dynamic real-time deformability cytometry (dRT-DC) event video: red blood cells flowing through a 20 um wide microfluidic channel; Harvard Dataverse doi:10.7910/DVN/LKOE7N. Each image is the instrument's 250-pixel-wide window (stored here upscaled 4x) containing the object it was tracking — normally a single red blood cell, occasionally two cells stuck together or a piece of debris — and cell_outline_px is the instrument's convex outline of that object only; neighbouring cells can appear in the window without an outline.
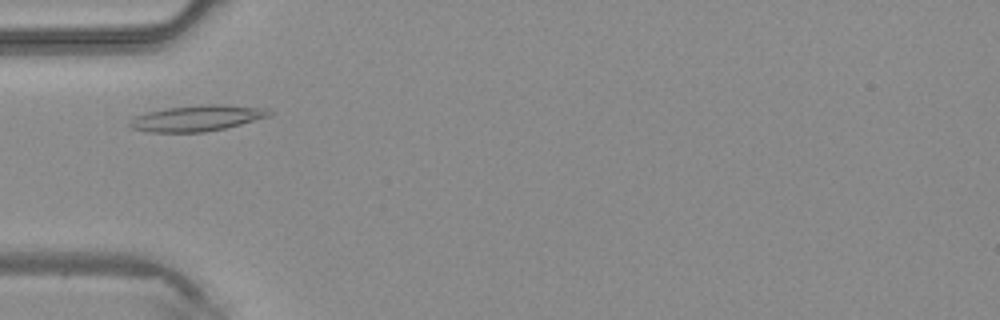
{"species": "common noctule bat (a hibernating species)", "species_latin": "Nyctalus noctula", "temperature_condition": "warm", "stored_images_in_passage": 37, "camera_frame_rate_fps": 3000, "um_per_image_px": 0.085, "animal": {"sex": "male", "body_mass_g": 20.4}, "frame": {"image": 1, "passage_image": 7, "time_ms": 2.0, "image_size_px": [1000, 320], "cell_outline_px": [[272, 116], [224, 128], [204, 132], [148, 132], [132, 128], [128, 124], [136, 116], [144, 112], [168, 108], [208, 104], [216, 104], [268, 108], [272, 112]], "centroid_in_image_um": [16.77, 10.04], "position_along_channel_um": 68.2, "area_um2": 20.92}}
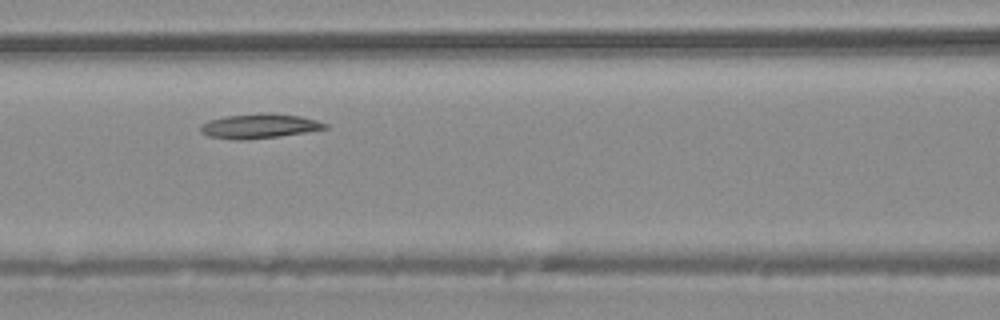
{"frame": {"image": 2, "passage_image": 12, "time_ms": 3.667, "image_size_px": [1000, 320], "cell_outline_px": [[328, 128], [280, 136], [248, 140], [232, 140], [208, 136], [200, 132], [200, 124], [208, 120], [224, 116], [264, 112], [272, 112], [300, 116], [316, 120], [328, 124]], "centroid_in_image_um": [21.99, 10.71], "position_along_channel_um": 144.6, "area_um2": 18.15}}
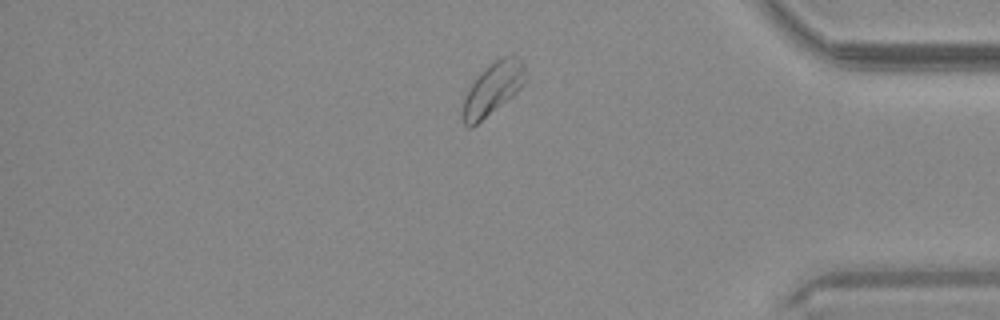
{"frame": {"image": 3, "passage_image": 30, "time_ms": 9.667, "image_size_px": [1000, 320], "cell_outline_px": [[524, 80], [520, 88], [512, 96], [472, 128], [468, 128], [464, 124], [460, 116], [464, 100], [476, 76], [480, 72], [500, 56], [516, 56], [524, 64]], "centroid_in_image_um": [41.84, 7.57], "position_along_channel_um": 393.4, "area_um2": 18.84}}